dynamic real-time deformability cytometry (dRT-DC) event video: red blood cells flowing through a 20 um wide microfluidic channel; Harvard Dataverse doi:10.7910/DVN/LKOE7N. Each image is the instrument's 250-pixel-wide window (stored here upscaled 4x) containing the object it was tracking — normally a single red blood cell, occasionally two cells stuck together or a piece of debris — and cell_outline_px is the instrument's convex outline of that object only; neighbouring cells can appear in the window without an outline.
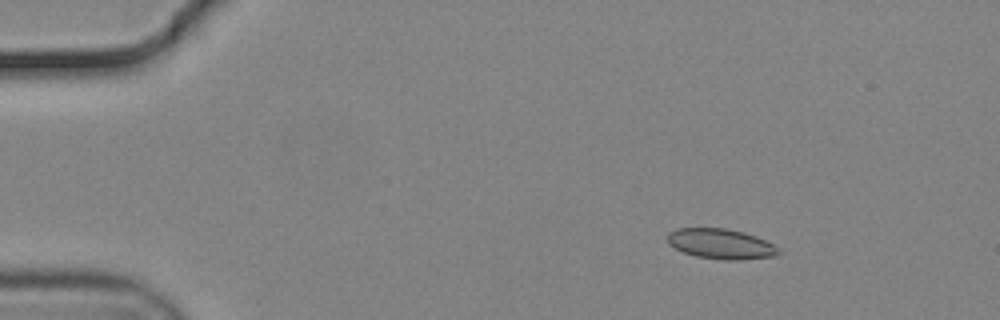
{"species": "common noctule bat (a hibernating species)", "species_latin": "Nyctalus noctula", "temperature_condition": "cold", "stored_images_in_passage": 12, "camera_frame_rate_fps": 3000, "um_per_image_px": 0.085, "animal": {"sex": "male", "body_mass_g": 19.2, "forearm_length_mm": 51.8}, "frame": {"image": 1, "passage_image": 1, "time_ms": 0.0, "image_size_px": [1000, 320], "cell_outline_px": [[780, 252], [776, 256], [736, 260], [724, 260], [696, 256], [684, 252], [668, 244], [668, 232], [676, 228], [728, 228], [744, 232], [756, 236], [772, 244]], "centroid_in_image_um": [61.25, 20.72], "position_along_channel_um": 23.8, "area_um2": 19.42}}
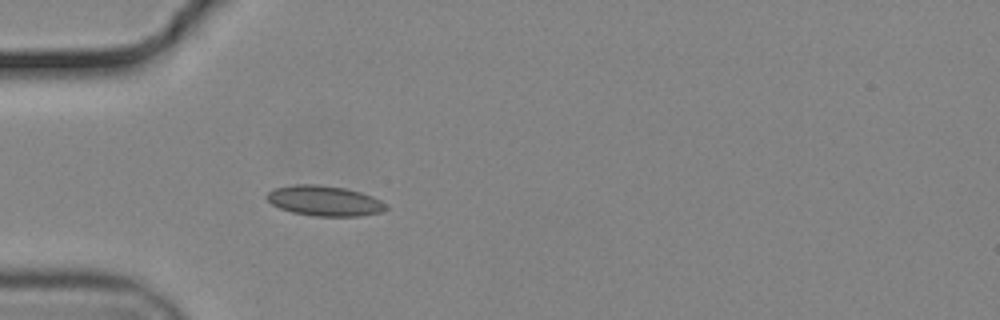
{"frame": {"image": 2, "passage_image": 10, "time_ms": 3.0, "image_size_px": [1000, 320], "cell_outline_px": [[388, 208], [380, 212], [360, 216], [316, 216], [292, 212], [280, 208], [272, 204], [264, 196], [272, 188], [292, 184], [320, 184], [344, 188], [360, 192], [372, 196], [388, 204]], "centroid_in_image_um": [27.56, 17.05], "position_along_channel_um": 57.4, "area_um2": 21.15}}